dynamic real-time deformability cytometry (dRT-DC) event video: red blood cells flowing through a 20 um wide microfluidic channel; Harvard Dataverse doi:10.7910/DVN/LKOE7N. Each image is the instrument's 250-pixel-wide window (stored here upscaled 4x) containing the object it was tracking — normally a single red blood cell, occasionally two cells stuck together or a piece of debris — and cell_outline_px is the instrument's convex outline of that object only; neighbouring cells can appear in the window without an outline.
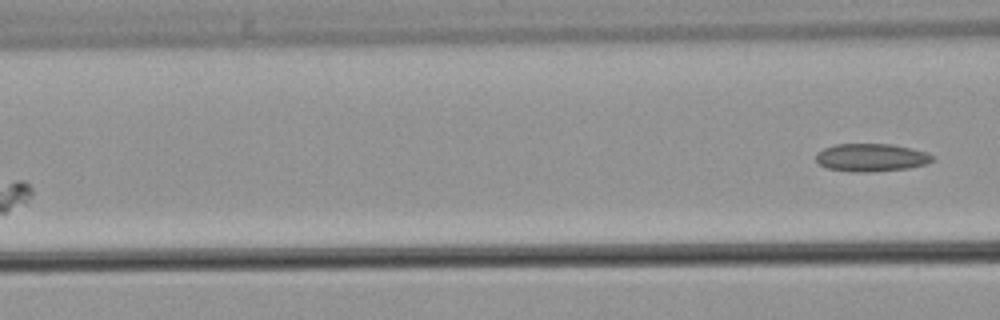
{"species": "common noctule bat (a hibernating species)", "species_latin": "Nyctalus noctula", "temperature_condition": "warm", "stored_images_in_passage": 4, "camera_frame_rate_fps": 3000, "um_per_image_px": 0.085, "animal": {"sex": "male", "body_mass_g": 21.5, "forearm_length_mm": 52.0}, "frame": {"image": 1, "passage_image": 4, "time_ms": 4.667, "image_size_px": [1000, 320], "cell_outline_px": [[936, 156], [928, 164], [908, 168], [872, 172], [860, 172], [828, 168], [816, 164], [816, 152], [824, 148], [836, 144], [892, 144], [912, 148], [928, 152]], "centroid_in_image_um": [74.08, 13.38], "position_along_channel_um": 92.5, "area_um2": 19.13}}